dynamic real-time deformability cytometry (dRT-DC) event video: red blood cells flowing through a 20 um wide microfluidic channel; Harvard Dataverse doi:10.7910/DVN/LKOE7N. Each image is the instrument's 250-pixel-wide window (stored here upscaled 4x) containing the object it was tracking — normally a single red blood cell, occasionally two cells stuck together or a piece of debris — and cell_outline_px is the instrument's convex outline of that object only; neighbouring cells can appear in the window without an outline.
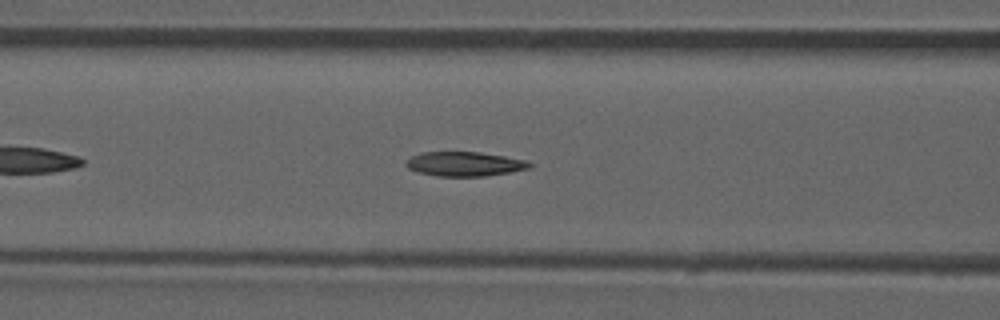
{"species": "common noctule bat (a hibernating species)", "species_latin": "Nyctalus noctula", "temperature_condition": "room temperature", "stored_images_in_passage": 37, "camera_frame_rate_fps": 3000, "um_per_image_px": 0.085, "animal": {"sex": "male", "forearm_length_mm": 52.5}, "frame": {"image": 1, "passage_image": 6, "time_ms": 1.667, "image_size_px": [1000, 320], "cell_outline_px": [[532, 164], [528, 168], [508, 172], [484, 176], [436, 176], [416, 172], [408, 168], [404, 164], [404, 160], [420, 152], [480, 152], [504, 156], [524, 160]], "centroid_in_image_um": [39.39, 13.93], "position_along_channel_um": 127.2, "area_um2": 17.51}, "authors_computed_cell_mechanics": {"area_um2": 17.6868, "velocity_mm_per_s": 3.8476, "shape_relaxation_time_tau1_ms": 10.187, "shape_relaxation_time_tau2_ms": 2.4072, "deformation_change_tau1": 0.2396, "deformation_change_tau2": 0.0866}}